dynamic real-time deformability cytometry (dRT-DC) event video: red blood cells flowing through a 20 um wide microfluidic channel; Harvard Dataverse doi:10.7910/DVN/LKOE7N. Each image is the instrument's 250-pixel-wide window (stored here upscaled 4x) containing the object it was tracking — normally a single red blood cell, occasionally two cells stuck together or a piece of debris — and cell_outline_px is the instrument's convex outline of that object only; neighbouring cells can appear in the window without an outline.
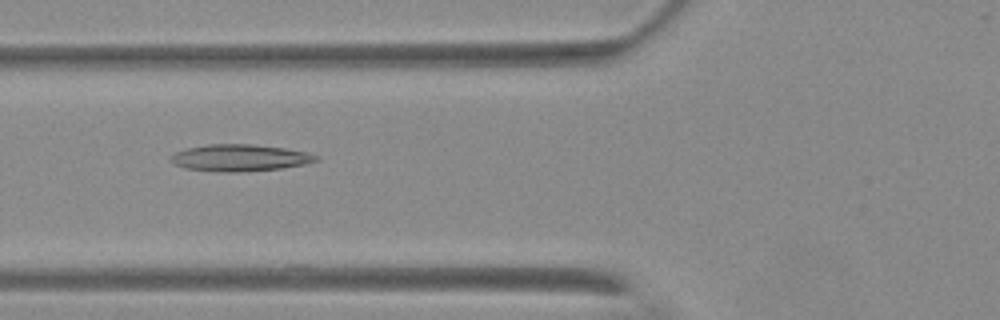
{"species": "Egyptian fruit bat (a non-hibernating species)", "species_latin": "Rousettus aegyptiacus", "temperature_condition": "warm", "stored_images_in_passage": 39, "camera_frame_rate_fps": 3000, "um_per_image_px": 0.085, "animal": {"sex": "female"}, "frame": {"image": 1, "passage_image": 4, "time_ms": 1.0, "image_size_px": [1000, 320], "cell_outline_px": [[320, 160], [304, 164], [280, 168], [236, 172], [224, 172], [184, 168], [168, 160], [176, 152], [188, 148], [208, 144], [252, 144], [284, 148], [304, 152], [316, 156]], "centroid_in_image_um": [20.35, 13.41], "position_along_channel_um": 105.4, "area_um2": 22.31}}
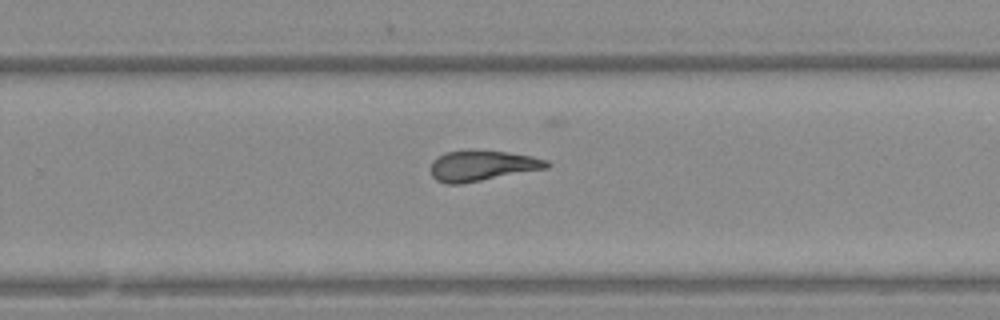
{"frame": {"image": 2, "passage_image": 19, "time_ms": 6.0, "image_size_px": [1000, 320], "cell_outline_px": [[552, 164], [548, 168], [460, 184], [444, 184], [436, 180], [432, 176], [432, 160], [444, 152], [468, 148], [508, 152], [532, 156], [548, 160]], "centroid_in_image_um": [40.98, 14.05], "position_along_channel_um": 288.8, "area_um2": 21.1}}
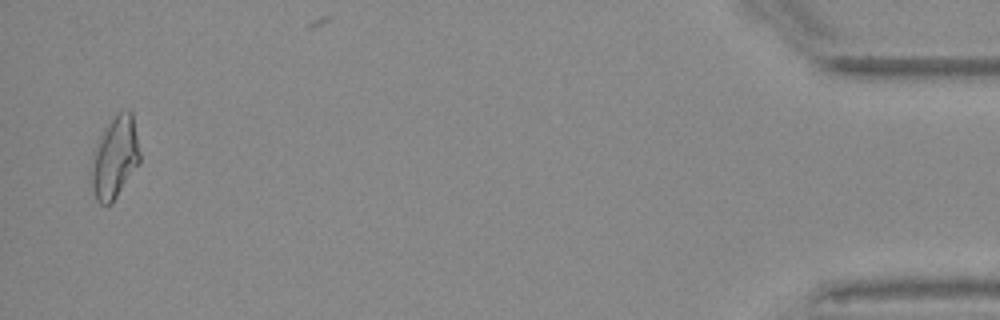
{"frame": {"image": 3, "passage_image": 37, "time_ms": 12.0, "image_size_px": [1000, 320], "cell_outline_px": [[140, 164], [112, 204], [100, 204], [96, 200], [92, 188], [88, 172], [100, 136], [104, 128], [120, 112], [128, 108], [132, 112], [140, 152]], "centroid_in_image_um": [9.76, 13.45], "position_along_channel_um": 425.4, "area_um2": 23.35}, "authors_computed_cell_mechanics": {"area_um2": 20.8658, "velocity_mm_per_s": 3.6786, "shape_relaxation_time_tau1_ms": null, "shape_relaxation_time_tau2_ms": 2.8882, "deformation_change_tau1": null, "deformation_change_tau2": 0.1206}}